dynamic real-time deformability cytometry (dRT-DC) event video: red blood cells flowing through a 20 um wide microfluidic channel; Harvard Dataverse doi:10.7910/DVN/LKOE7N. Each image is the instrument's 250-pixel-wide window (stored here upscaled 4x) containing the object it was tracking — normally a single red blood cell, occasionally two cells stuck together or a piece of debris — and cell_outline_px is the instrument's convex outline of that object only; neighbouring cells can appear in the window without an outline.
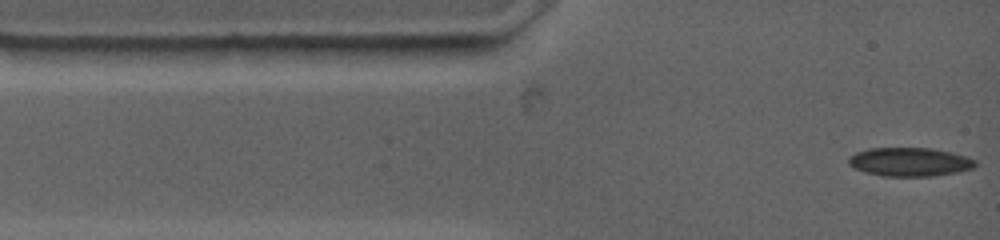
{"species": "common noctule bat (a hibernating species)", "species_latin": "Nyctalus noctula", "temperature_condition": "warm", "stored_images_in_passage": 55, "camera_frame_rate_fps": 4500, "um_per_image_px": 0.085, "animal": {"sex": "female", "body_mass_g": 19.0, "forearm_length_mm": 53.3}, "frame": {"image": 1, "passage_image": 1, "time_ms": 0.0, "image_size_px": [1000, 240], "cell_outline_px": [[976, 168], [960, 172], [932, 176], [888, 176], [868, 172], [856, 168], [848, 164], [848, 156], [856, 152], [868, 148], [932, 148], [952, 152], [968, 156], [976, 160]], "centroid_in_image_um": [77.39, 13.75], "position_along_channel_um": 7.6, "area_um2": 21.33}}
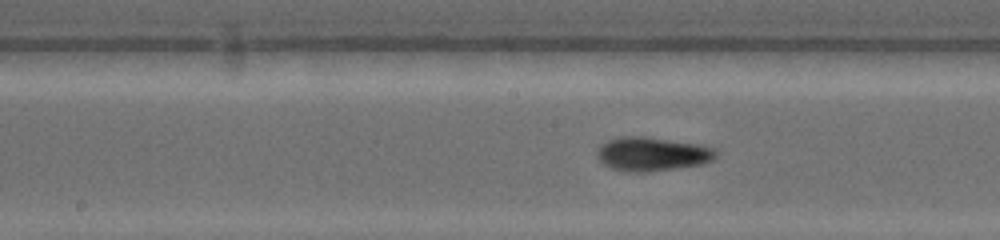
{"frame": {"image": 2, "passage_image": 25, "time_ms": 6.0, "image_size_px": [1000, 240], "cell_outline_px": [[716, 156], [712, 160], [704, 164], [644, 172], [632, 172], [612, 168], [604, 164], [596, 156], [596, 148], [600, 144], [608, 140], [620, 136], [644, 136], [700, 144], [716, 148]], "centroid_in_image_um": [55.42, 13.07], "position_along_channel_um": 192.8, "area_um2": 23.58}}
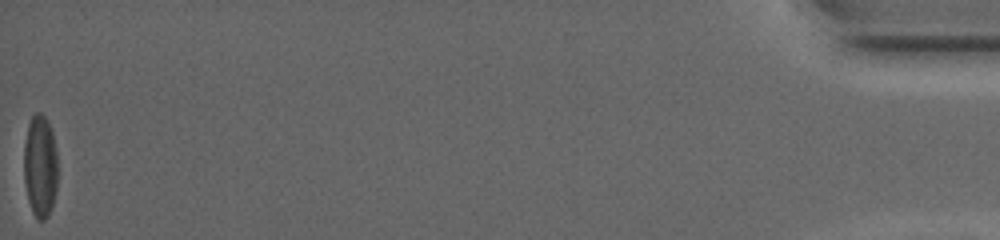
{"frame": {"image": 3, "passage_image": 55, "time_ms": 17.111, "image_size_px": [1000, 240], "cell_outline_px": [[56, 192], [52, 208], [48, 216], [44, 220], [36, 220], [32, 212], [28, 200], [24, 184], [24, 144], [28, 124], [32, 116], [36, 112], [40, 112], [44, 116], [52, 132], [56, 148]], "centroid_in_image_um": [3.4, 14.16], "position_along_channel_um": 431.8, "area_um2": 20.29}, "authors_computed_cell_mechanics": {"area_um2": 21.1548, "velocity_mm_per_s": 3.7343, "shape_relaxation_time_tau1_ms": 4.3432, "shape_relaxation_time_tau2_ms": 6.2911, "deformation_change_tau1": 0.1167, "deformation_change_tau2": 0.1139}}